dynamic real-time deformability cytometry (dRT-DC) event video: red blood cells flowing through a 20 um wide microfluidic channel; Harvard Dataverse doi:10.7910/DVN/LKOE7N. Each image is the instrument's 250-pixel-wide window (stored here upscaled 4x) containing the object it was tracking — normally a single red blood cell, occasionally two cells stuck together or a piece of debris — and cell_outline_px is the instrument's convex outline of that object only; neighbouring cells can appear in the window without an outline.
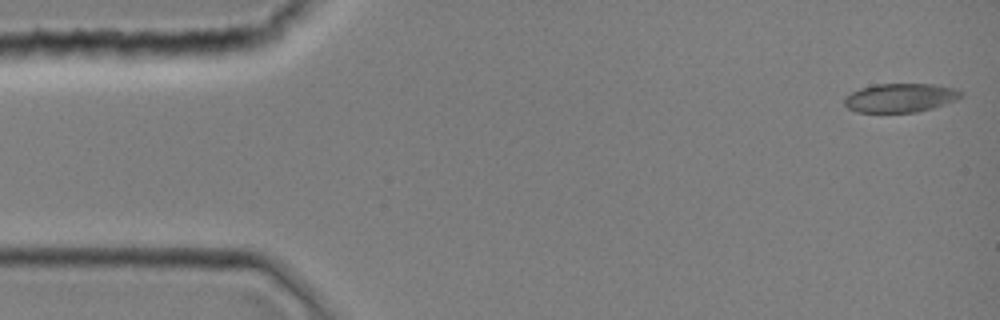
{"species": "common noctule bat (a hibernating species)", "species_latin": "Nyctalus noctula", "temperature_condition": "room temperature", "stored_images_in_passage": 43, "camera_frame_rate_fps": 3000, "um_per_image_px": 0.085, "animal": {"sex": "female", "body_mass_g": 19.0, "forearm_length_mm": 51.5}, "frame": {"image": 1, "passage_image": 1, "time_ms": 0.0, "image_size_px": [1000, 320], "cell_outline_px": [[964, 92], [956, 100], [932, 108], [916, 112], [856, 112], [848, 108], [844, 104], [844, 96], [860, 88], [872, 84], [932, 84], [956, 88]], "centroid_in_image_um": [76.5, 8.31], "position_along_channel_um": 8.5, "area_um2": 19.65}}
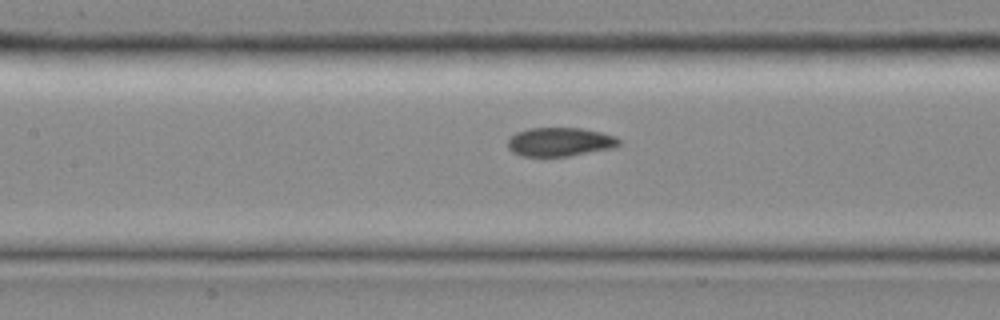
{"frame": {"image": 2, "passage_image": 19, "time_ms": 6.0, "image_size_px": [1000, 320], "cell_outline_px": [[620, 144], [612, 148], [568, 156], [520, 156], [512, 152], [508, 148], [508, 140], [516, 132], [528, 128], [580, 128], [600, 132], [616, 136], [620, 140]], "centroid_in_image_um": [47.57, 12.06], "position_along_channel_um": 159.8, "area_um2": 18.61}}
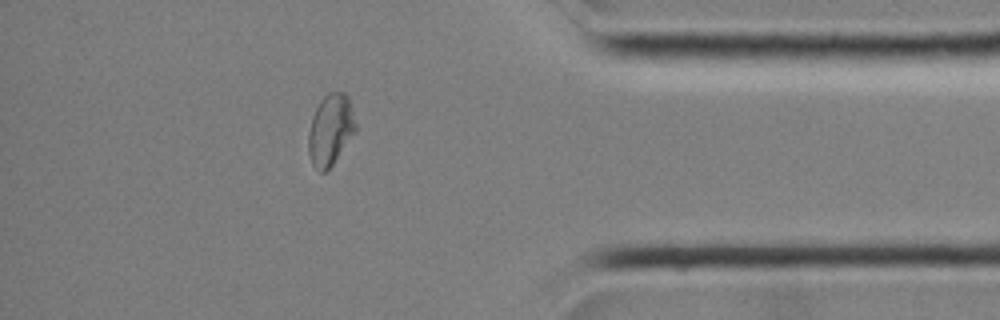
{"frame": {"image": 3, "passage_image": 37, "time_ms": 12.0, "image_size_px": [1000, 320], "cell_outline_px": [[356, 132], [332, 164], [324, 172], [320, 172], [312, 164], [308, 152], [308, 132], [312, 116], [320, 100], [328, 92], [344, 92], [348, 96], [356, 124]], "centroid_in_image_um": [28.08, 11.01], "position_along_channel_um": 407.1, "area_um2": 19.54}}